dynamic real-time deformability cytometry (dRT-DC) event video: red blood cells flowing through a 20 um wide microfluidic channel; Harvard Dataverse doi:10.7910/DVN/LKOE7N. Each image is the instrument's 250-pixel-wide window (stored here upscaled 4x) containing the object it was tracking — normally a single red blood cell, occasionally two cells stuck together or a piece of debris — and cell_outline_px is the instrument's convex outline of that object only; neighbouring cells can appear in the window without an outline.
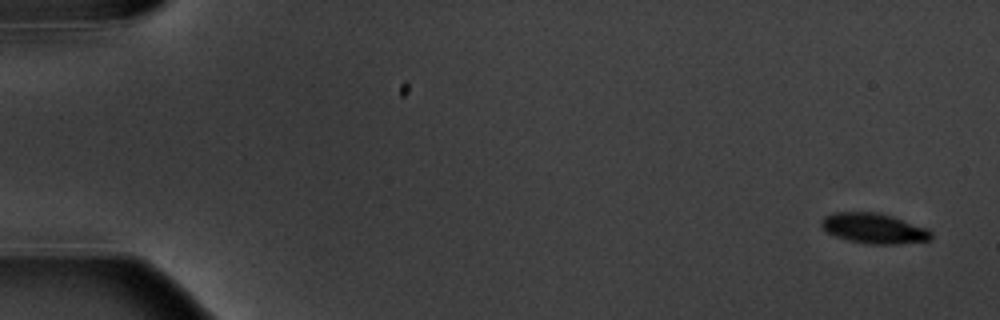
{"species": "common noctule bat (a hibernating species)", "species_latin": "Nyctalus noctula", "temperature_condition": "warm", "stored_images_in_passage": 15, "camera_frame_rate_fps": 3000, "um_per_image_px": 0.085, "animal": {"sex": "male", "body_mass_g": 20.1, "forearm_length_mm": 53.5}, "frame": {"image": 1, "passage_image": 1, "time_ms": 0.0, "image_size_px": [1000, 320], "cell_outline_px": [[932, 240], [896, 244], [872, 244], [848, 240], [836, 236], [828, 232], [820, 224], [820, 220], [824, 216], [836, 212], [880, 212], [928, 228], [932, 232]], "centroid_in_image_um": [74.31, 19.4], "position_along_channel_um": 10.7, "area_um2": 19.36}}
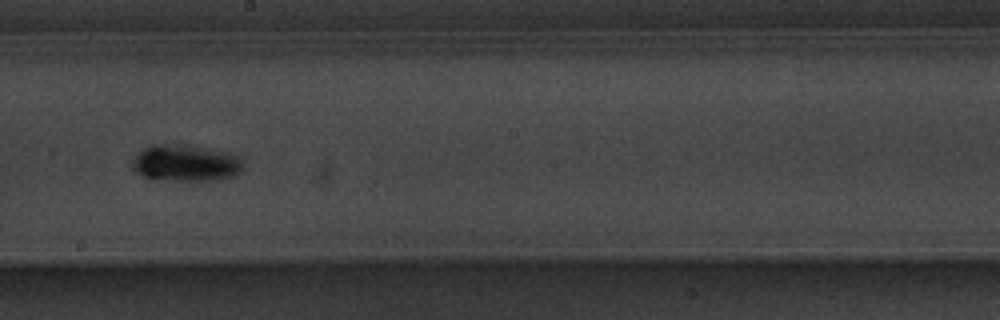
{"frame": {"image": 2, "passage_image": 9, "time_ms": 10.333, "image_size_px": [1000, 320], "cell_outline_px": [[244, 164], [240, 172], [232, 176], [216, 180], [152, 180], [140, 176], [132, 168], [132, 156], [144, 148], [152, 144], [192, 144], [212, 148], [228, 152], [236, 156]], "centroid_in_image_um": [15.72, 13.84], "position_along_channel_um": 232.5, "area_um2": 24.28}}
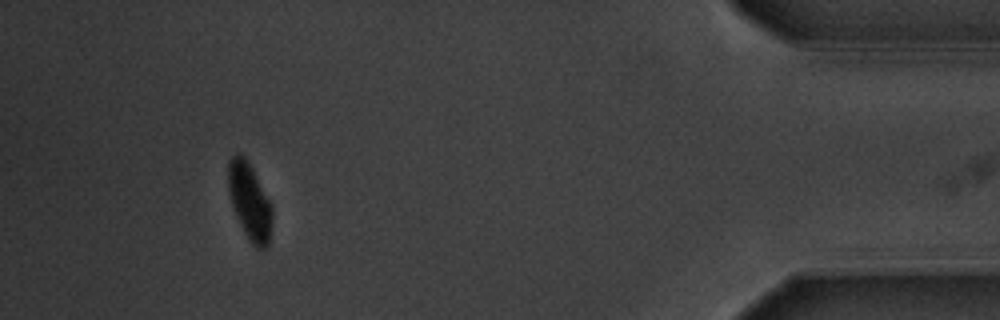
{"frame": {"image": 3, "passage_image": 14, "time_ms": 17.0, "image_size_px": [1000, 320], "cell_outline_px": [[272, 224], [268, 248], [256, 248], [252, 244], [244, 232], [236, 216], [228, 192], [228, 160], [236, 152], [240, 152], [248, 160], [272, 204]], "centroid_in_image_um": [21.22, 17.1], "position_along_channel_um": 414.0, "area_um2": 19.94}, "authors_computed_cell_mechanics": {"area_um2": 20.5768, "velocity_mm_per_s": 3.5691, "shape_relaxation_time_tau1_ms": 2.09, "shape_relaxation_time_tau2_ms": null, "deformation_change_tau1": 0.118, "deformation_change_tau2": null}}